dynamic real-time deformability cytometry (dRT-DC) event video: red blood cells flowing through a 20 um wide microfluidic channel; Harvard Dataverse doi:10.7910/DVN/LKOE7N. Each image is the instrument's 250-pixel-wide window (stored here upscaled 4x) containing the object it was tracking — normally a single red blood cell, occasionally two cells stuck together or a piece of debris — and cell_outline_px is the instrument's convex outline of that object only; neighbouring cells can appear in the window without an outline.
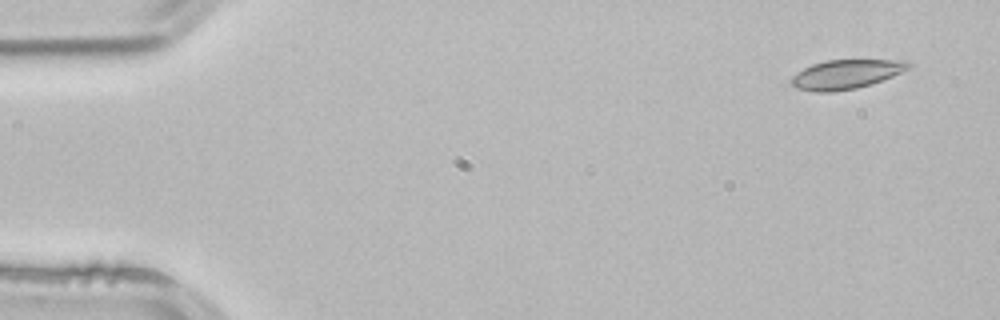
{"species": "common noctule bat (a hibernating species)", "species_latin": "Nyctalus noctula", "temperature_condition": "room temperature", "stored_images_in_passage": 2, "camera_frame_rate_fps": 3000, "um_per_image_px": 0.085, "animal": {"sex": "male", "body_mass_g": 21.5, "forearm_length_mm": 52.0}, "frame": {"image": 1, "passage_image": 2, "time_ms": 0.333, "image_size_px": [1000, 320], "cell_outline_px": [[912, 68], [892, 76], [856, 88], [832, 92], [816, 92], [796, 88], [788, 84], [788, 80], [796, 72], [812, 64], [824, 60], [904, 60], [912, 64]], "centroid_in_image_um": [71.86, 6.31], "position_along_channel_um": 13.1, "area_um2": 20.06}}